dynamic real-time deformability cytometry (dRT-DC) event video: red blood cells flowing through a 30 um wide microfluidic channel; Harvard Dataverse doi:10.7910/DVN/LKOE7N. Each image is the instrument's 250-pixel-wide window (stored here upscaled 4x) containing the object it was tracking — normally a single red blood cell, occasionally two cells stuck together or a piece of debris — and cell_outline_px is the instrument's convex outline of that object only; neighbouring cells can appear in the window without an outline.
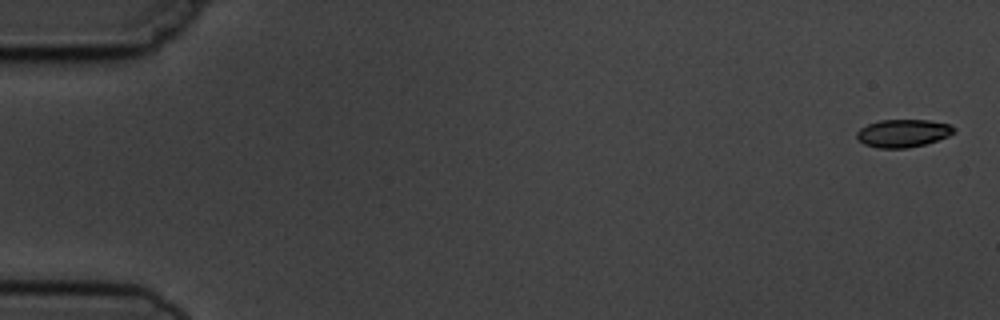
{"species": "common noctule bat (a hibernating species)", "species_latin": "Nyctalus noctula", "temperature_condition": "cold", "stored_images_in_passage": 6, "camera_frame_rate_fps": 3000, "um_per_image_px": 0.085, "animal": {"sex": "male", "body_mass_g": 19.5, "forearm_length_mm": 54.6}, "frame": {"image": 1, "passage_image": 1, "time_ms": 0.0, "image_size_px": [1000, 320], "cell_outline_px": [[956, 132], [948, 136], [924, 144], [908, 148], [876, 148], [864, 144], [856, 136], [856, 132], [860, 128], [868, 124], [880, 120], [928, 120], [948, 124], [956, 128]], "centroid_in_image_um": [76.75, 11.32], "position_along_channel_um": 8.3, "area_um2": 15.72}}
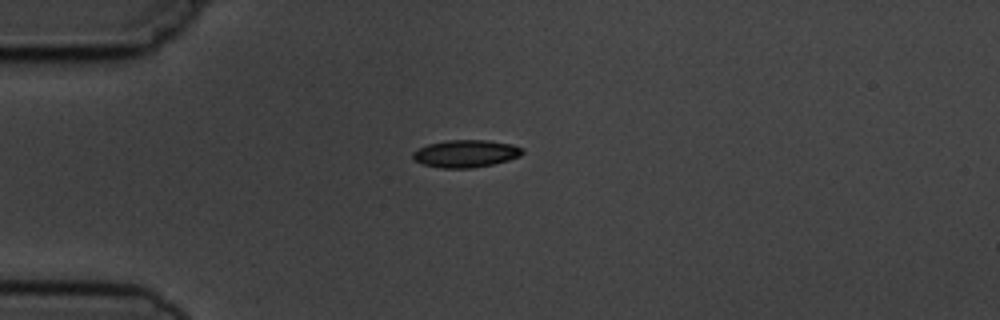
{"frame": {"image": 2, "passage_image": 4, "time_ms": 4.333, "image_size_px": [1000, 320], "cell_outline_px": [[524, 152], [520, 156], [508, 160], [492, 164], [472, 168], [440, 168], [420, 164], [412, 156], [412, 152], [428, 144], [448, 140], [488, 140], [512, 144], [524, 148]], "centroid_in_image_um": [39.6, 13.05], "position_along_channel_um": 45.4, "area_um2": 17.57}}
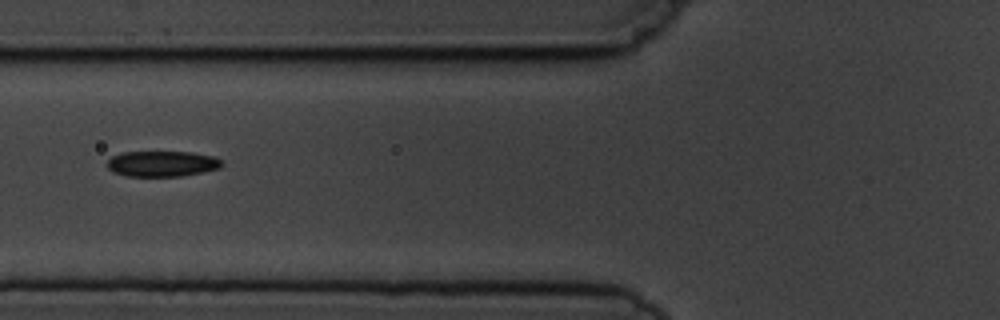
{"frame": {"image": 3, "passage_image": 6, "time_ms": 6.667, "image_size_px": [1000, 320], "cell_outline_px": [[224, 164], [220, 168], [204, 172], [180, 176], [128, 176], [116, 172], [108, 168], [108, 160], [112, 156], [120, 152], [192, 152], [216, 156]], "centroid_in_image_um": [13.83, 13.91], "position_along_channel_um": 112.0, "area_um2": 17.17}}